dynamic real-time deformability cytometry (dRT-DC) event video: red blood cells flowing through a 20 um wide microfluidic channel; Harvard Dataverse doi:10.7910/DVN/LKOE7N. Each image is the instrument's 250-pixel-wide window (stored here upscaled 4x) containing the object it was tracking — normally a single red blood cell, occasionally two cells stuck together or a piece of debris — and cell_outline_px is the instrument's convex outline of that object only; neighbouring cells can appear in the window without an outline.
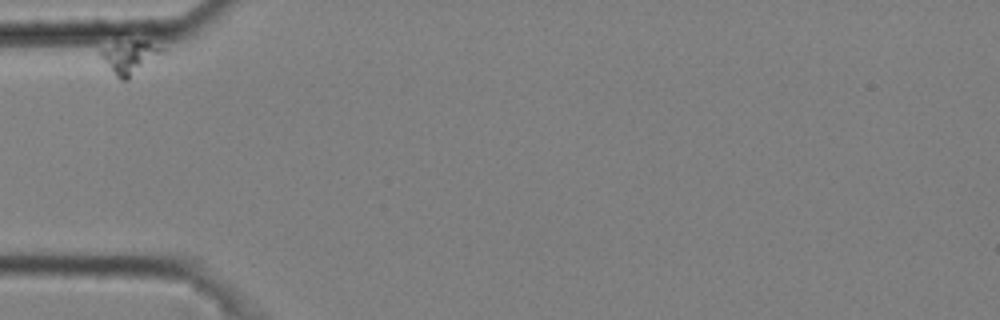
{"species": "common noctule bat (a hibernating species)", "species_latin": "Nyctalus noctula", "temperature_condition": "cold", "stored_images_in_passage": 12, "camera_frame_rate_fps": 3000, "um_per_image_px": 0.085, "animal": {"sex": "male", "body_mass_g": 20.4}, "frame": {"image": 1, "passage_image": 1, "time_ms": 0.0, "image_size_px": [1000, 320], "cell_outline_px": [[164, 52], [128, 80], [124, 80], [116, 76], [96, 52], [96, 48], [136, 40], [164, 48]], "centroid_in_image_um": [10.95, 4.87], "position_along_channel_um": 74.0, "area_um2": 11.62}}
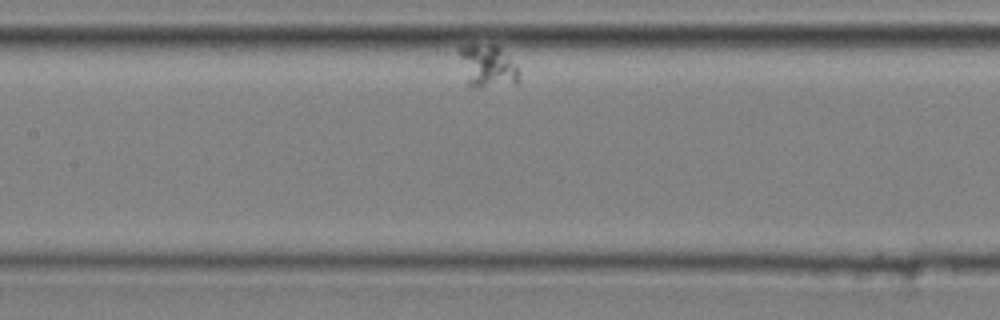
{"frame": {"image": 2, "passage_image": 6, "time_ms": 1.667, "image_size_px": [1000, 320], "cell_outline_px": [[520, 76], [516, 84], [476, 88], [472, 88], [468, 84], [460, 56], [460, 48], [468, 44], [496, 44], [516, 64]], "centroid_in_image_um": [41.48, 5.62], "position_along_channel_um": 165.9, "area_um2": 14.85}}
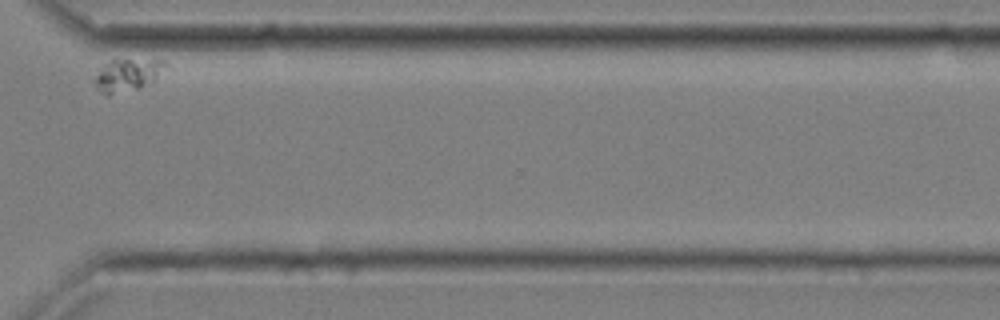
{"frame": {"image": 3, "passage_image": 12, "time_ms": 3.667, "image_size_px": [1000, 320], "cell_outline_px": [[168, 64], [152, 80], [140, 88], [108, 96], [100, 92], [96, 88], [92, 80], [104, 64], [112, 60], [164, 60]], "centroid_in_image_um": [10.75, 6.4], "position_along_channel_um": 359.8, "area_um2": 13.18}}